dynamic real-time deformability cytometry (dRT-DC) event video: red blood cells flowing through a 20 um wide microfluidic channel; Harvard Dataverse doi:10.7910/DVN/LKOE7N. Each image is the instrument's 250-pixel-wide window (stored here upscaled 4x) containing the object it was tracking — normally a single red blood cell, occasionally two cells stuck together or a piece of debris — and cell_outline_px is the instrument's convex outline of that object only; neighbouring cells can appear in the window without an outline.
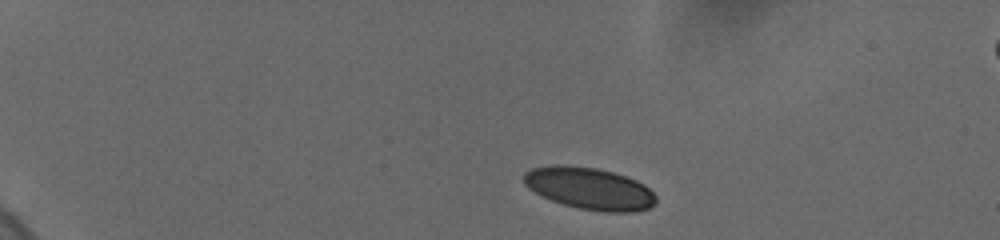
{"species": "human", "species_latin": "Homo sapiens", "temperature_condition": "cold", "stored_images_in_passage": 47, "camera_frame_rate_fps": 3000, "um_per_image_px": 0.085, "donor": {"sex": "female"}, "frame": {"image": 1, "passage_image": 1, "time_ms": 0.0, "image_size_px": [1000, 240], "cell_outline_px": [[656, 204], [648, 208], [632, 212], [604, 212], [580, 208], [564, 204], [552, 200], [528, 188], [524, 184], [524, 172], [532, 168], [556, 164], [560, 164], [596, 168], [612, 172], [636, 180], [644, 184], [656, 196]], "centroid_in_image_um": [50.11, 16.01], "position_along_channel_um": 34.9, "area_um2": 32.14}}
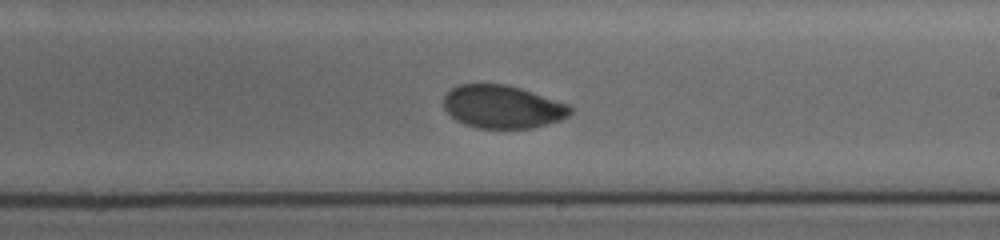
{"frame": {"image": 2, "passage_image": 26, "time_ms": 8.333, "image_size_px": [1000, 240], "cell_outline_px": [[572, 112], [568, 116], [560, 120], [532, 128], [476, 128], [464, 124], [456, 120], [444, 108], [444, 96], [452, 88], [460, 84], [504, 84], [520, 88], [568, 104], [572, 108]], "centroid_in_image_um": [42.71, 9.08], "position_along_channel_um": 246.3, "area_um2": 31.56}}
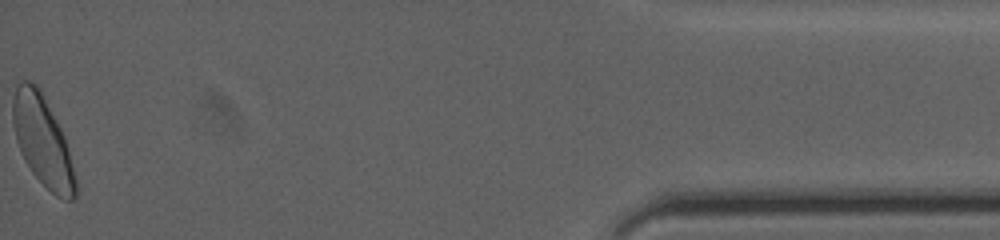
{"frame": {"image": 3, "passage_image": 47, "time_ms": 15.333, "image_size_px": [1000, 240], "cell_outline_px": [[80, 192], [72, 200], [64, 200], [56, 196], [32, 172], [24, 160], [20, 152], [16, 140], [12, 120], [12, 100], [16, 88], [24, 80], [28, 80], [36, 84], [40, 88], [64, 136], [68, 148]], "centroid_in_image_um": [3.64, 12.02], "position_along_channel_um": 431.6, "area_um2": 32.95}, "authors_computed_cell_mechanics": {"area_um2": 32.4258, "velocity_mm_per_s": 3.6542, "shape_relaxation_time_tau1_ms": 6.198, "shape_relaxation_time_tau2_ms": 1.5501, "deformation_change_tau1": 0.156, "deformation_change_tau2": 0.0398}}